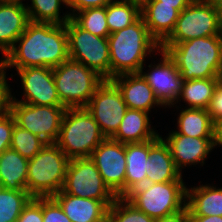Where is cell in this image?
Wrapping results in <instances>:
<instances>
[{"instance_id": "cell-1", "label": "cell", "mask_w": 222, "mask_h": 222, "mask_svg": "<svg viewBox=\"0 0 222 222\" xmlns=\"http://www.w3.org/2000/svg\"><path fill=\"white\" fill-rule=\"evenodd\" d=\"M68 59L65 24L30 21L23 34L1 58L0 64L6 69L35 66L55 68Z\"/></svg>"}, {"instance_id": "cell-2", "label": "cell", "mask_w": 222, "mask_h": 222, "mask_svg": "<svg viewBox=\"0 0 222 222\" xmlns=\"http://www.w3.org/2000/svg\"><path fill=\"white\" fill-rule=\"evenodd\" d=\"M173 60L183 81L219 77L222 69V36L160 45Z\"/></svg>"}, {"instance_id": "cell-3", "label": "cell", "mask_w": 222, "mask_h": 222, "mask_svg": "<svg viewBox=\"0 0 222 222\" xmlns=\"http://www.w3.org/2000/svg\"><path fill=\"white\" fill-rule=\"evenodd\" d=\"M110 50V80L118 75L139 73L145 58L160 50V44L150 35L142 17L108 37Z\"/></svg>"}, {"instance_id": "cell-4", "label": "cell", "mask_w": 222, "mask_h": 222, "mask_svg": "<svg viewBox=\"0 0 222 222\" xmlns=\"http://www.w3.org/2000/svg\"><path fill=\"white\" fill-rule=\"evenodd\" d=\"M106 139L85 107L67 108L55 144L69 159L90 158Z\"/></svg>"}, {"instance_id": "cell-5", "label": "cell", "mask_w": 222, "mask_h": 222, "mask_svg": "<svg viewBox=\"0 0 222 222\" xmlns=\"http://www.w3.org/2000/svg\"><path fill=\"white\" fill-rule=\"evenodd\" d=\"M69 158L55 144L45 146L28 163L26 190L33 197H53L65 182Z\"/></svg>"}, {"instance_id": "cell-6", "label": "cell", "mask_w": 222, "mask_h": 222, "mask_svg": "<svg viewBox=\"0 0 222 222\" xmlns=\"http://www.w3.org/2000/svg\"><path fill=\"white\" fill-rule=\"evenodd\" d=\"M53 78L60 101L66 108L86 107L105 81L93 69L71 59L53 68Z\"/></svg>"}, {"instance_id": "cell-7", "label": "cell", "mask_w": 222, "mask_h": 222, "mask_svg": "<svg viewBox=\"0 0 222 222\" xmlns=\"http://www.w3.org/2000/svg\"><path fill=\"white\" fill-rule=\"evenodd\" d=\"M186 189L183 181L146 183L133 189L125 198L137 209L157 220L186 207Z\"/></svg>"}, {"instance_id": "cell-8", "label": "cell", "mask_w": 222, "mask_h": 222, "mask_svg": "<svg viewBox=\"0 0 222 222\" xmlns=\"http://www.w3.org/2000/svg\"><path fill=\"white\" fill-rule=\"evenodd\" d=\"M210 36H222V21L216 2L193 0L180 12L173 32L161 45Z\"/></svg>"}, {"instance_id": "cell-9", "label": "cell", "mask_w": 222, "mask_h": 222, "mask_svg": "<svg viewBox=\"0 0 222 222\" xmlns=\"http://www.w3.org/2000/svg\"><path fill=\"white\" fill-rule=\"evenodd\" d=\"M69 59L93 69L105 80H110V50L108 38L91 34L72 18L66 23Z\"/></svg>"}, {"instance_id": "cell-10", "label": "cell", "mask_w": 222, "mask_h": 222, "mask_svg": "<svg viewBox=\"0 0 222 222\" xmlns=\"http://www.w3.org/2000/svg\"><path fill=\"white\" fill-rule=\"evenodd\" d=\"M62 191L80 198L100 200L108 208L117 199L90 158L69 160Z\"/></svg>"}, {"instance_id": "cell-11", "label": "cell", "mask_w": 222, "mask_h": 222, "mask_svg": "<svg viewBox=\"0 0 222 222\" xmlns=\"http://www.w3.org/2000/svg\"><path fill=\"white\" fill-rule=\"evenodd\" d=\"M66 110L64 106L32 105L11 101L9 112L16 125L39 136L46 143H55Z\"/></svg>"}, {"instance_id": "cell-12", "label": "cell", "mask_w": 222, "mask_h": 222, "mask_svg": "<svg viewBox=\"0 0 222 222\" xmlns=\"http://www.w3.org/2000/svg\"><path fill=\"white\" fill-rule=\"evenodd\" d=\"M85 108L106 138H112L116 134L128 109L120 90L111 80H105L96 89Z\"/></svg>"}, {"instance_id": "cell-13", "label": "cell", "mask_w": 222, "mask_h": 222, "mask_svg": "<svg viewBox=\"0 0 222 222\" xmlns=\"http://www.w3.org/2000/svg\"><path fill=\"white\" fill-rule=\"evenodd\" d=\"M105 184L117 197H125V144L106 138L92 153Z\"/></svg>"}, {"instance_id": "cell-14", "label": "cell", "mask_w": 222, "mask_h": 222, "mask_svg": "<svg viewBox=\"0 0 222 222\" xmlns=\"http://www.w3.org/2000/svg\"><path fill=\"white\" fill-rule=\"evenodd\" d=\"M20 76L23 97L20 101L12 96L11 101L32 105L63 106L53 78V68L26 67L16 69Z\"/></svg>"}, {"instance_id": "cell-15", "label": "cell", "mask_w": 222, "mask_h": 222, "mask_svg": "<svg viewBox=\"0 0 222 222\" xmlns=\"http://www.w3.org/2000/svg\"><path fill=\"white\" fill-rule=\"evenodd\" d=\"M162 60L155 65H148L150 72H139L153 89L159 102L167 108L174 104L182 88V77L173 60L165 51L159 50ZM152 68V69H151Z\"/></svg>"}, {"instance_id": "cell-16", "label": "cell", "mask_w": 222, "mask_h": 222, "mask_svg": "<svg viewBox=\"0 0 222 222\" xmlns=\"http://www.w3.org/2000/svg\"><path fill=\"white\" fill-rule=\"evenodd\" d=\"M177 169L188 165H204L205 159L214 147V138H196L182 134H169L166 140Z\"/></svg>"}, {"instance_id": "cell-17", "label": "cell", "mask_w": 222, "mask_h": 222, "mask_svg": "<svg viewBox=\"0 0 222 222\" xmlns=\"http://www.w3.org/2000/svg\"><path fill=\"white\" fill-rule=\"evenodd\" d=\"M30 22L22 0H0V51L3 57Z\"/></svg>"}, {"instance_id": "cell-18", "label": "cell", "mask_w": 222, "mask_h": 222, "mask_svg": "<svg viewBox=\"0 0 222 222\" xmlns=\"http://www.w3.org/2000/svg\"><path fill=\"white\" fill-rule=\"evenodd\" d=\"M111 81L120 90L128 109L150 111L156 106H163L157 99L153 89L140 73L122 74Z\"/></svg>"}, {"instance_id": "cell-19", "label": "cell", "mask_w": 222, "mask_h": 222, "mask_svg": "<svg viewBox=\"0 0 222 222\" xmlns=\"http://www.w3.org/2000/svg\"><path fill=\"white\" fill-rule=\"evenodd\" d=\"M146 163V183L183 181L182 173L177 169L169 147L160 135L149 140V158Z\"/></svg>"}, {"instance_id": "cell-20", "label": "cell", "mask_w": 222, "mask_h": 222, "mask_svg": "<svg viewBox=\"0 0 222 222\" xmlns=\"http://www.w3.org/2000/svg\"><path fill=\"white\" fill-rule=\"evenodd\" d=\"M141 17L150 35L161 45L173 32L180 12L176 5H160V1H140Z\"/></svg>"}, {"instance_id": "cell-21", "label": "cell", "mask_w": 222, "mask_h": 222, "mask_svg": "<svg viewBox=\"0 0 222 222\" xmlns=\"http://www.w3.org/2000/svg\"><path fill=\"white\" fill-rule=\"evenodd\" d=\"M53 198L71 222H107L108 207L100 200L72 196L62 190Z\"/></svg>"}, {"instance_id": "cell-22", "label": "cell", "mask_w": 222, "mask_h": 222, "mask_svg": "<svg viewBox=\"0 0 222 222\" xmlns=\"http://www.w3.org/2000/svg\"><path fill=\"white\" fill-rule=\"evenodd\" d=\"M149 113L127 109L116 134L111 138L121 143H142L155 139L159 133L151 127Z\"/></svg>"}, {"instance_id": "cell-23", "label": "cell", "mask_w": 222, "mask_h": 222, "mask_svg": "<svg viewBox=\"0 0 222 222\" xmlns=\"http://www.w3.org/2000/svg\"><path fill=\"white\" fill-rule=\"evenodd\" d=\"M189 216H222V188L209 184L186 189Z\"/></svg>"}, {"instance_id": "cell-24", "label": "cell", "mask_w": 222, "mask_h": 222, "mask_svg": "<svg viewBox=\"0 0 222 222\" xmlns=\"http://www.w3.org/2000/svg\"><path fill=\"white\" fill-rule=\"evenodd\" d=\"M29 160L8 148L0 154V183L4 189L27 191Z\"/></svg>"}, {"instance_id": "cell-25", "label": "cell", "mask_w": 222, "mask_h": 222, "mask_svg": "<svg viewBox=\"0 0 222 222\" xmlns=\"http://www.w3.org/2000/svg\"><path fill=\"white\" fill-rule=\"evenodd\" d=\"M126 175L125 196L136 187L146 184L147 159L149 158V141L142 143H125Z\"/></svg>"}, {"instance_id": "cell-26", "label": "cell", "mask_w": 222, "mask_h": 222, "mask_svg": "<svg viewBox=\"0 0 222 222\" xmlns=\"http://www.w3.org/2000/svg\"><path fill=\"white\" fill-rule=\"evenodd\" d=\"M178 131L169 134H182L196 138H214L215 124L207 109L186 108L177 118Z\"/></svg>"}, {"instance_id": "cell-27", "label": "cell", "mask_w": 222, "mask_h": 222, "mask_svg": "<svg viewBox=\"0 0 222 222\" xmlns=\"http://www.w3.org/2000/svg\"><path fill=\"white\" fill-rule=\"evenodd\" d=\"M219 82V77L183 81L175 104L181 99L188 108L207 109Z\"/></svg>"}, {"instance_id": "cell-28", "label": "cell", "mask_w": 222, "mask_h": 222, "mask_svg": "<svg viewBox=\"0 0 222 222\" xmlns=\"http://www.w3.org/2000/svg\"><path fill=\"white\" fill-rule=\"evenodd\" d=\"M109 33L132 25L141 17L140 0H113L106 5Z\"/></svg>"}, {"instance_id": "cell-29", "label": "cell", "mask_w": 222, "mask_h": 222, "mask_svg": "<svg viewBox=\"0 0 222 222\" xmlns=\"http://www.w3.org/2000/svg\"><path fill=\"white\" fill-rule=\"evenodd\" d=\"M31 5H26L29 19L32 22L65 24L70 18V12L60 16L61 5L67 6L66 0H30Z\"/></svg>"}, {"instance_id": "cell-30", "label": "cell", "mask_w": 222, "mask_h": 222, "mask_svg": "<svg viewBox=\"0 0 222 222\" xmlns=\"http://www.w3.org/2000/svg\"><path fill=\"white\" fill-rule=\"evenodd\" d=\"M33 197L28 191L0 189V222H16Z\"/></svg>"}, {"instance_id": "cell-31", "label": "cell", "mask_w": 222, "mask_h": 222, "mask_svg": "<svg viewBox=\"0 0 222 222\" xmlns=\"http://www.w3.org/2000/svg\"><path fill=\"white\" fill-rule=\"evenodd\" d=\"M71 18L81 28L93 35L105 38L110 35L107 25L106 6L78 11Z\"/></svg>"}, {"instance_id": "cell-32", "label": "cell", "mask_w": 222, "mask_h": 222, "mask_svg": "<svg viewBox=\"0 0 222 222\" xmlns=\"http://www.w3.org/2000/svg\"><path fill=\"white\" fill-rule=\"evenodd\" d=\"M46 142L30 131L14 125L10 148L16 150L26 159H32L44 146Z\"/></svg>"}, {"instance_id": "cell-33", "label": "cell", "mask_w": 222, "mask_h": 222, "mask_svg": "<svg viewBox=\"0 0 222 222\" xmlns=\"http://www.w3.org/2000/svg\"><path fill=\"white\" fill-rule=\"evenodd\" d=\"M107 222H155V219L137 209L125 197H117L108 208Z\"/></svg>"}, {"instance_id": "cell-34", "label": "cell", "mask_w": 222, "mask_h": 222, "mask_svg": "<svg viewBox=\"0 0 222 222\" xmlns=\"http://www.w3.org/2000/svg\"><path fill=\"white\" fill-rule=\"evenodd\" d=\"M43 222H71L53 197H42Z\"/></svg>"}, {"instance_id": "cell-35", "label": "cell", "mask_w": 222, "mask_h": 222, "mask_svg": "<svg viewBox=\"0 0 222 222\" xmlns=\"http://www.w3.org/2000/svg\"><path fill=\"white\" fill-rule=\"evenodd\" d=\"M16 222H43L42 197L32 198L23 208Z\"/></svg>"}, {"instance_id": "cell-36", "label": "cell", "mask_w": 222, "mask_h": 222, "mask_svg": "<svg viewBox=\"0 0 222 222\" xmlns=\"http://www.w3.org/2000/svg\"><path fill=\"white\" fill-rule=\"evenodd\" d=\"M15 120L10 112L0 117V154L10 148Z\"/></svg>"}, {"instance_id": "cell-37", "label": "cell", "mask_w": 222, "mask_h": 222, "mask_svg": "<svg viewBox=\"0 0 222 222\" xmlns=\"http://www.w3.org/2000/svg\"><path fill=\"white\" fill-rule=\"evenodd\" d=\"M6 68L0 64V117L9 112L12 99L11 88L8 86Z\"/></svg>"}, {"instance_id": "cell-38", "label": "cell", "mask_w": 222, "mask_h": 222, "mask_svg": "<svg viewBox=\"0 0 222 222\" xmlns=\"http://www.w3.org/2000/svg\"><path fill=\"white\" fill-rule=\"evenodd\" d=\"M207 111L211 115V118L214 124L222 120V83L221 82H219L215 88L213 97L210 101Z\"/></svg>"}, {"instance_id": "cell-39", "label": "cell", "mask_w": 222, "mask_h": 222, "mask_svg": "<svg viewBox=\"0 0 222 222\" xmlns=\"http://www.w3.org/2000/svg\"><path fill=\"white\" fill-rule=\"evenodd\" d=\"M113 0H66L67 8H71V17L78 11L88 8L104 7Z\"/></svg>"}, {"instance_id": "cell-40", "label": "cell", "mask_w": 222, "mask_h": 222, "mask_svg": "<svg viewBox=\"0 0 222 222\" xmlns=\"http://www.w3.org/2000/svg\"><path fill=\"white\" fill-rule=\"evenodd\" d=\"M155 222H189L188 209L185 207L183 210L161 219H157Z\"/></svg>"}, {"instance_id": "cell-41", "label": "cell", "mask_w": 222, "mask_h": 222, "mask_svg": "<svg viewBox=\"0 0 222 222\" xmlns=\"http://www.w3.org/2000/svg\"><path fill=\"white\" fill-rule=\"evenodd\" d=\"M140 1H160V5H176V9L181 12L193 0H140Z\"/></svg>"}, {"instance_id": "cell-42", "label": "cell", "mask_w": 222, "mask_h": 222, "mask_svg": "<svg viewBox=\"0 0 222 222\" xmlns=\"http://www.w3.org/2000/svg\"><path fill=\"white\" fill-rule=\"evenodd\" d=\"M189 222H222V216H189Z\"/></svg>"}, {"instance_id": "cell-43", "label": "cell", "mask_w": 222, "mask_h": 222, "mask_svg": "<svg viewBox=\"0 0 222 222\" xmlns=\"http://www.w3.org/2000/svg\"><path fill=\"white\" fill-rule=\"evenodd\" d=\"M222 146V120L215 123L214 128V147Z\"/></svg>"}, {"instance_id": "cell-44", "label": "cell", "mask_w": 222, "mask_h": 222, "mask_svg": "<svg viewBox=\"0 0 222 222\" xmlns=\"http://www.w3.org/2000/svg\"><path fill=\"white\" fill-rule=\"evenodd\" d=\"M222 21V0H215Z\"/></svg>"}, {"instance_id": "cell-45", "label": "cell", "mask_w": 222, "mask_h": 222, "mask_svg": "<svg viewBox=\"0 0 222 222\" xmlns=\"http://www.w3.org/2000/svg\"><path fill=\"white\" fill-rule=\"evenodd\" d=\"M219 79H220V82L222 83V69H221V72H220V75H219Z\"/></svg>"}]
</instances>
